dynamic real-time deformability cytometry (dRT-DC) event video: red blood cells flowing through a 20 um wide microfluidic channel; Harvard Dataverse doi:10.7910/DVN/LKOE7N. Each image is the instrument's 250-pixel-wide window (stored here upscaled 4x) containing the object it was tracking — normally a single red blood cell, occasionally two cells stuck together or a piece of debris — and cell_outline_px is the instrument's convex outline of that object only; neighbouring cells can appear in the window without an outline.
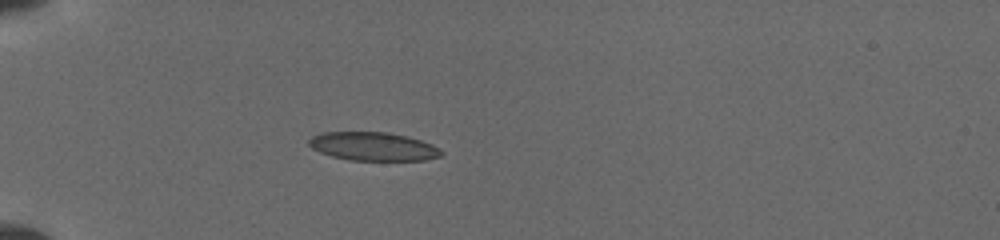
{"species": "common noctule bat (a hibernating species)", "species_latin": "Nyctalus noctula", "temperature_condition": "cold", "stored_images_in_passage": 4, "camera_frame_rate_fps": 3000, "um_per_image_px": 0.085, "animal": {"sex": "female", "body_mass_g": 19.5, "forearm_length_mm": 54.1}, "frame": {"image": 1, "passage_image": 1, "time_ms": 0.0, "image_size_px": [1000, 240], "cell_outline_px": [[444, 156], [424, 160], [348, 160], [332, 156], [320, 152], [312, 148], [308, 144], [308, 140], [312, 136], [320, 132], [384, 132], [408, 136], [432, 144], [440, 148], [444, 152]], "centroid_in_image_um": [31.74, 12.45], "position_along_channel_um": 53.3, "area_um2": 22.14}}
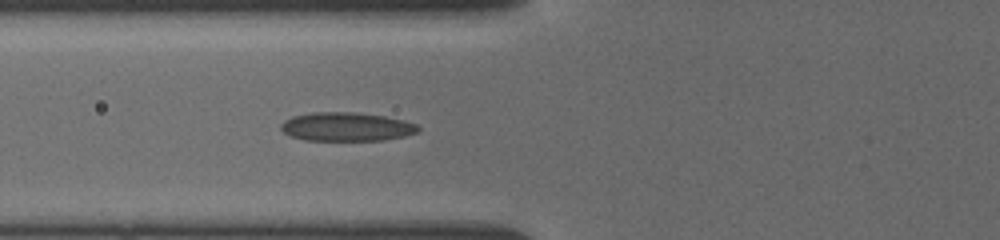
{"frame": {"image": 2, "passage_image": 4, "time_ms": 1.667, "image_size_px": [1000, 240], "cell_outline_px": [[420, 132], [404, 136], [384, 140], [304, 140], [292, 136], [284, 132], [280, 128], [280, 124], [284, 120], [292, 116], [312, 112], [360, 112], [384, 116], [404, 120], [416, 124], [420, 128]], "centroid_in_image_um": [29.46, 10.76], "position_along_channel_um": 96.3, "area_um2": 23.12}}